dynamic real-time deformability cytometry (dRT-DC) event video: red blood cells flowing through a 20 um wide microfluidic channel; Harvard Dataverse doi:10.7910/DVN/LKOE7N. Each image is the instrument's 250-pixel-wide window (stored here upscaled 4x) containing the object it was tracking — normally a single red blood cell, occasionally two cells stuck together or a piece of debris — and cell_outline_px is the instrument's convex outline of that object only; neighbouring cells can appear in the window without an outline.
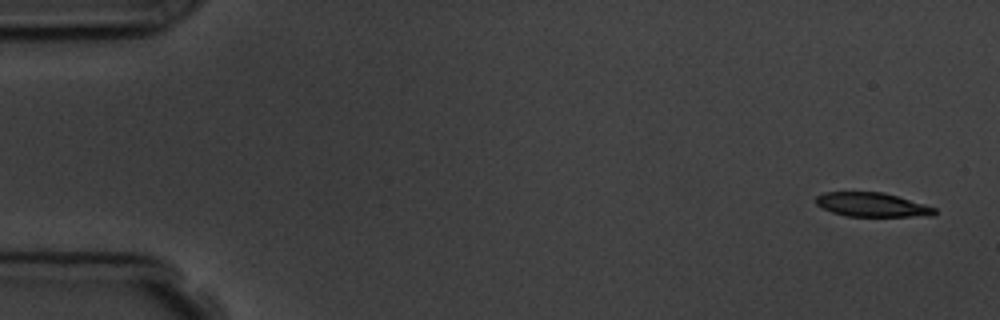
{"species": "common noctule bat (a hibernating species)", "species_latin": "Nyctalus noctula", "temperature_condition": "room temperature", "stored_images_in_passage": 5, "camera_frame_rate_fps": 3000, "um_per_image_px": 0.085, "animal": {"sex": "male", "body_mass_g": 19.5, "forearm_length_mm": 54.6}, "frame": {"image": 1, "passage_image": 1, "time_ms": 0.0, "image_size_px": [1000, 320], "cell_outline_px": [[936, 212], [932, 216], [848, 216], [832, 212], [816, 204], [816, 196], [824, 192], [884, 192], [924, 204], [936, 208]], "centroid_in_image_um": [74.13, 17.4], "position_along_channel_um": 10.9, "area_um2": 16.53}}
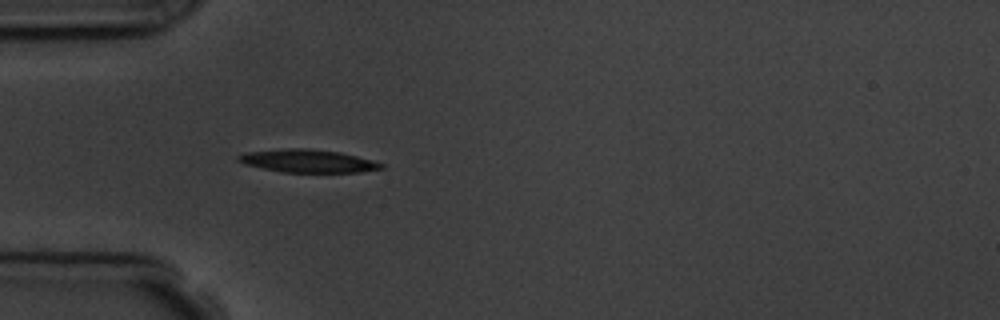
{"frame": {"image": 2, "passage_image": 5, "time_ms": 4.667, "image_size_px": [1000, 320], "cell_outline_px": [[384, 168], [360, 172], [280, 172], [244, 164], [236, 160], [236, 156], [244, 152], [288, 148], [308, 148], [340, 152], [372, 160], [384, 164]], "centroid_in_image_um": [26.12, 13.68], "position_along_channel_um": 58.9, "area_um2": 19.19}}